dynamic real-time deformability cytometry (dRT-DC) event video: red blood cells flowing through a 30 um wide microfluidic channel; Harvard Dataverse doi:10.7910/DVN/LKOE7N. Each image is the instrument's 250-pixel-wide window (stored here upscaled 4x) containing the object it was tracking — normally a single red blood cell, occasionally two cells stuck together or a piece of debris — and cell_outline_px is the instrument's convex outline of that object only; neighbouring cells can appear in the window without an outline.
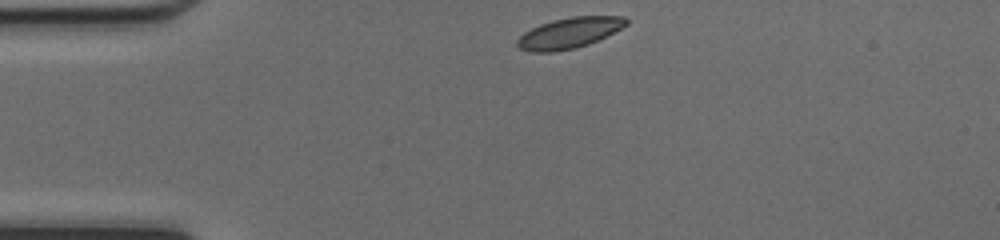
{"species": "common noctule bat (a hibernating species)", "species_latin": "Nyctalus noctula", "temperature_condition": "cold", "stored_images_in_passage": 37, "camera_frame_rate_fps": 3000, "um_per_image_px": 0.085, "animal": {"sex": "female", "body_mass_g": 17.0, "forearm_length_mm": 48.0}, "frame": {"image": 1, "passage_image": 1, "time_ms": 0.0, "image_size_px": [1000, 240], "cell_outline_px": [[628, 24], [588, 44], [576, 48], [552, 52], [532, 52], [520, 48], [516, 44], [516, 40], [524, 32], [540, 24], [552, 20], [572, 16], [624, 16], [628, 20]], "centroid_in_image_um": [48.35, 2.79], "position_along_channel_um": 36.6, "area_um2": 19.31}}
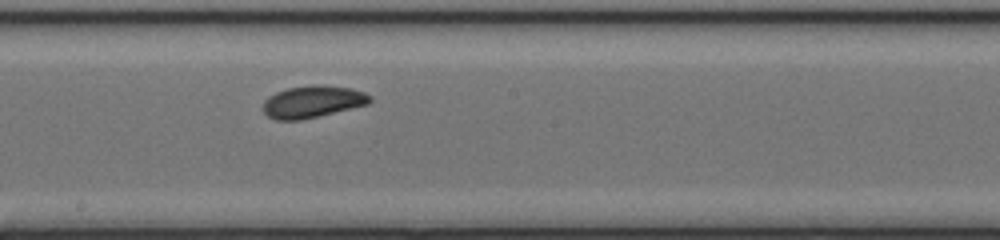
{"frame": {"image": 2, "passage_image": 17, "time_ms": 5.333, "image_size_px": [1000, 240], "cell_outline_px": [[372, 100], [368, 104], [300, 120], [276, 120], [268, 116], [264, 112], [264, 100], [268, 96], [276, 92], [288, 88], [312, 84], [352, 88], [364, 92], [372, 96]], "centroid_in_image_um": [26.57, 8.63], "position_along_channel_um": 221.6, "area_um2": 19.83}}
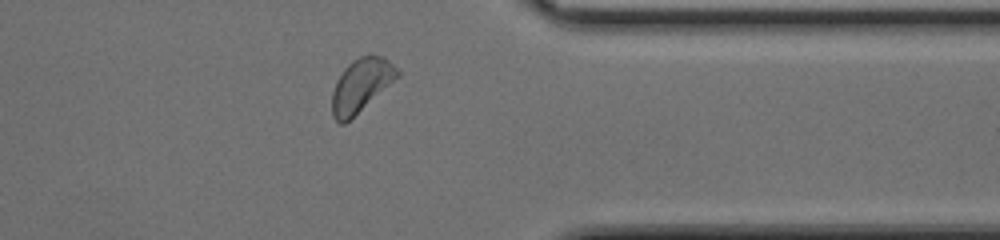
{"frame": {"image": 3, "passage_image": 29, "time_ms": 9.333, "image_size_px": [1000, 240], "cell_outline_px": [[400, 76], [344, 124], [340, 124], [332, 116], [332, 92], [336, 80], [344, 68], [352, 60], [360, 56], [384, 56], [400, 72]], "centroid_in_image_um": [30.67, 7.24], "position_along_channel_um": 380.7, "area_um2": 20.06}}